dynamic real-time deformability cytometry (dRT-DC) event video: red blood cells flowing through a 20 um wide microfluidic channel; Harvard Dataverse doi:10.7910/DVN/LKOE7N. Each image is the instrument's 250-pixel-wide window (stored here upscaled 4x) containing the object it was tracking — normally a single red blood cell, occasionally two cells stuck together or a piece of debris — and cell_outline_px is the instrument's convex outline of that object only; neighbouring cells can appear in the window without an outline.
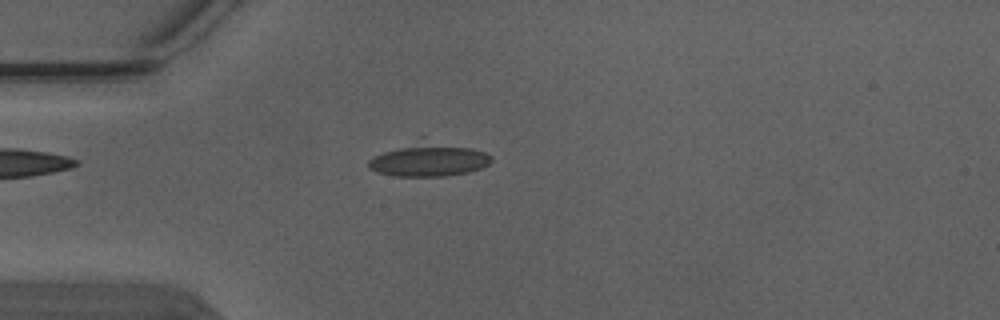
{"species": "Egyptian fruit bat (a non-hibernating species)", "species_latin": "Rousettus aegyptiacus", "temperature_condition": "warm", "stored_images_in_passage": 4, "camera_frame_rate_fps": 3000, "um_per_image_px": 0.085, "animal": {"sex": "male"}, "frame": {"image": 1, "passage_image": 4, "time_ms": 1.0, "image_size_px": [1000, 320], "cell_outline_px": [[492, 160], [488, 164], [480, 168], [468, 172], [448, 176], [392, 176], [376, 172], [368, 168], [368, 160], [384, 152], [420, 136], [424, 136], [484, 152], [492, 156]], "centroid_in_image_um": [36.42, 13.53], "position_along_channel_um": 48.6, "area_um2": 24.57}}